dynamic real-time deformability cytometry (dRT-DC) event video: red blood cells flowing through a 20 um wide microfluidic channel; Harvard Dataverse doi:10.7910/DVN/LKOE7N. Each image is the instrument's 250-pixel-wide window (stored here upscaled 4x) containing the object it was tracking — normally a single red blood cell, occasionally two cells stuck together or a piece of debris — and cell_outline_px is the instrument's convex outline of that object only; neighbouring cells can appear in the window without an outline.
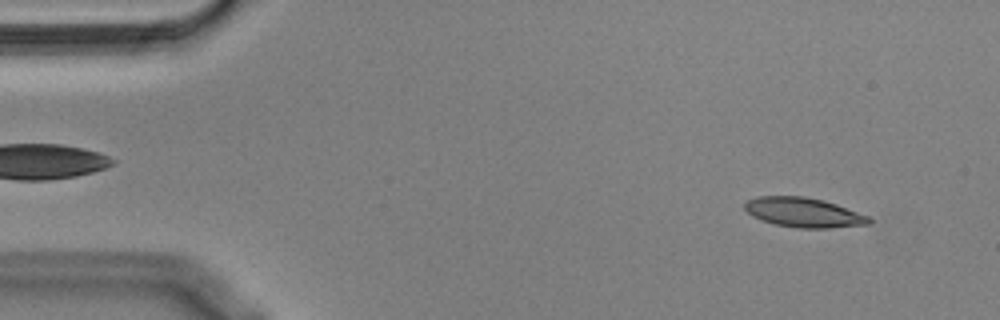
{"species": "Egyptian fruit bat (a non-hibernating species)", "species_latin": "Rousettus aegyptiacus", "temperature_condition": "cold", "stored_images_in_passage": 54, "camera_frame_rate_fps": 3000, "um_per_image_px": 0.085, "animal": {"sex": "male"}, "frame": {"image": 1, "passage_image": 4, "time_ms": 1.0, "image_size_px": [1000, 320], "cell_outline_px": [[872, 220], [868, 224], [828, 228], [796, 228], [776, 224], [752, 216], [744, 208], [744, 204], [748, 200], [756, 196], [804, 196], [824, 200], [836, 204], [868, 216]], "centroid_in_image_um": [68.29, 18.05], "position_along_channel_um": 16.7, "area_um2": 21.27}}
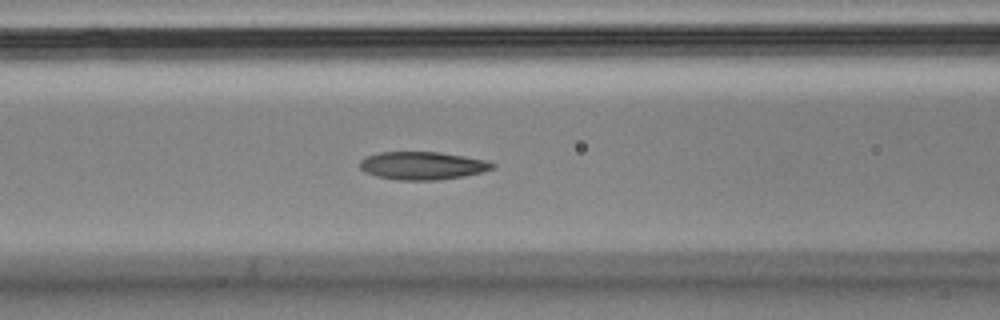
{"frame": {"image": 2, "passage_image": 21, "time_ms": 6.667, "image_size_px": [1000, 320], "cell_outline_px": [[496, 168], [464, 176], [436, 180], [400, 180], [376, 176], [360, 168], [360, 160], [368, 156], [380, 152], [440, 152], [488, 160], [496, 164]], "centroid_in_image_um": [35.96, 14.07], "position_along_channel_um": 130.6, "area_um2": 21.5}}
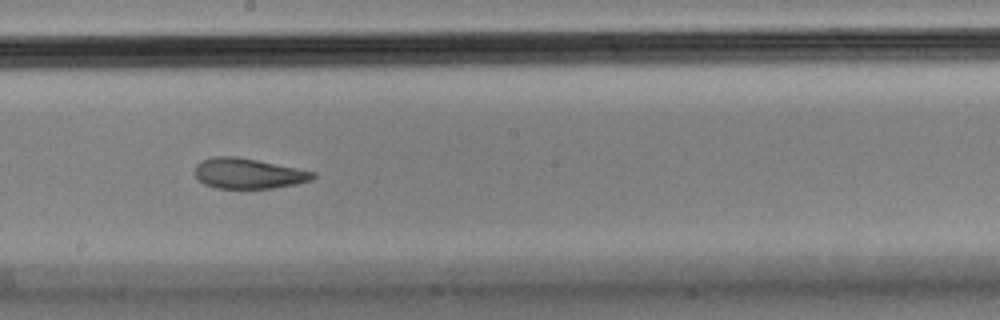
{"frame": {"image": 3, "passage_image": 29, "time_ms": 9.333, "image_size_px": [1000, 320], "cell_outline_px": [[316, 176], [312, 180], [296, 184], [272, 188], [216, 188], [204, 184], [192, 172], [196, 164], [204, 160], [216, 156], [236, 156], [316, 172]], "centroid_in_image_um": [21.09, 14.75], "position_along_channel_um": 227.1, "area_um2": 20.81}, "authors_computed_cell_mechanics": {"area_um2": 21.9351, "velocity_mm_per_s": 3.6203, "shape_relaxation_time_tau1_ms": null, "shape_relaxation_time_tau2_ms": 2.6828, "deformation_change_tau1": null, "deformation_change_tau2": 0.0889}}